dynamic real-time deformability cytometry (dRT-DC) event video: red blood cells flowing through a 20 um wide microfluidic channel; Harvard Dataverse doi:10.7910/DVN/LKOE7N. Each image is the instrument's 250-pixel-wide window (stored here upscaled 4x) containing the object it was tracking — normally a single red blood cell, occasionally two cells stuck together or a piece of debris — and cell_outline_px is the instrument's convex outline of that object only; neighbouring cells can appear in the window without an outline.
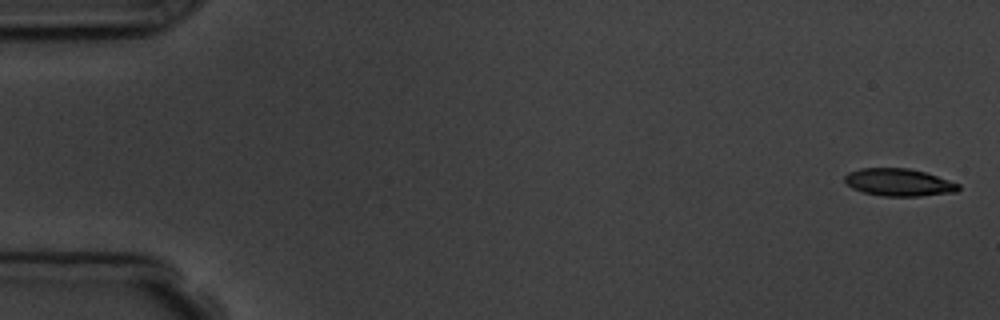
{"species": "common noctule bat (a hibernating species)", "species_latin": "Nyctalus noctula", "temperature_condition": "room temperature", "stored_images_in_passage": 7, "camera_frame_rate_fps": 3000, "um_per_image_px": 0.085, "animal": {"sex": "male", "body_mass_g": 19.5, "forearm_length_mm": 54.6}, "frame": {"image": 1, "passage_image": 1, "time_ms": 0.0, "image_size_px": [1000, 320], "cell_outline_px": [[960, 188], [956, 192], [920, 196], [880, 196], [864, 192], [852, 188], [844, 180], [844, 176], [848, 172], [860, 168], [908, 168], [924, 172], [960, 184]], "centroid_in_image_um": [76.38, 15.5], "position_along_channel_um": 8.6, "area_um2": 18.15}}
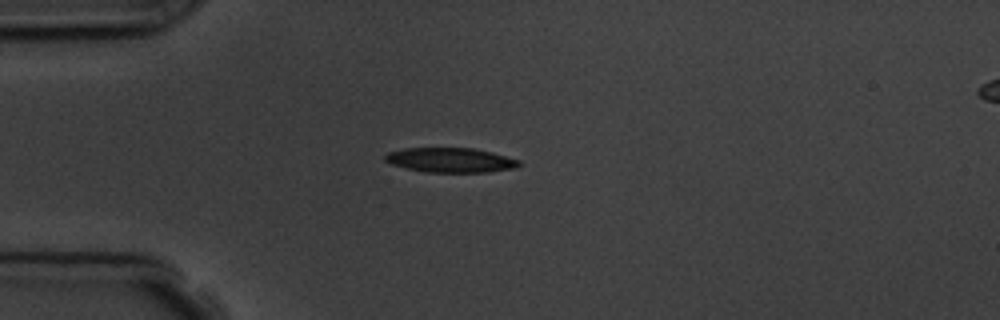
{"frame": {"image": 2, "passage_image": 4, "time_ms": 4.333, "image_size_px": [1000, 320], "cell_outline_px": [[520, 164], [516, 168], [488, 172], [428, 172], [408, 168], [392, 164], [384, 160], [384, 156], [388, 152], [404, 148], [472, 148], [492, 152], [520, 160]], "centroid_in_image_um": [38.31, 13.6], "position_along_channel_um": 46.7, "area_um2": 19.13}}